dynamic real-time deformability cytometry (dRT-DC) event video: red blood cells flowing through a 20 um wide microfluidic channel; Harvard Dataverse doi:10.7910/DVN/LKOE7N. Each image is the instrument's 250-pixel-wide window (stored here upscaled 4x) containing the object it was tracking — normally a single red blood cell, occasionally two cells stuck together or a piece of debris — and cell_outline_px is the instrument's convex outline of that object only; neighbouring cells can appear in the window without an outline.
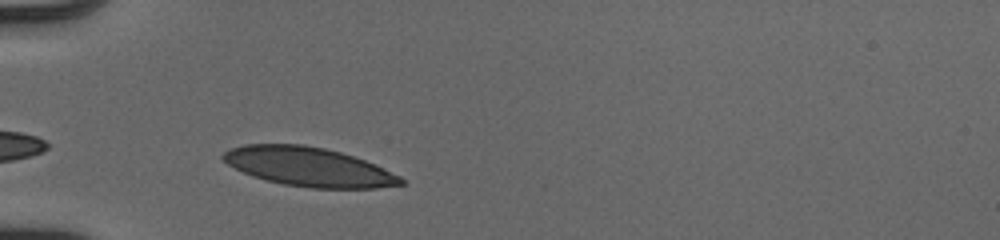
{"species": "human", "species_latin": "Homo sapiens", "temperature_condition": "cold", "stored_images_in_passage": 31, "camera_frame_rate_fps": 3000, "um_per_image_px": 0.085, "donor": {"sex": "male"}, "frame": {"image": 1, "passage_image": 2, "time_ms": 0.333, "image_size_px": [1000, 240], "cell_outline_px": [[404, 184], [376, 188], [312, 188], [284, 184], [252, 176], [228, 164], [220, 156], [228, 148], [244, 144], [304, 144], [324, 148], [340, 152], [364, 160], [400, 176], [404, 180]], "centroid_in_image_um": [26.2, 14.17], "position_along_channel_um": 58.8, "area_um2": 40.11}}
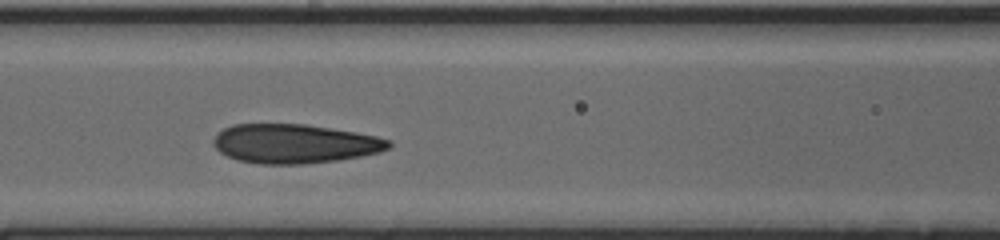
{"frame": {"image": 2, "passage_image": 9, "time_ms": 2.667, "image_size_px": [1000, 240], "cell_outline_px": [[392, 144], [388, 148], [380, 152], [360, 156], [336, 160], [304, 164], [260, 164], [236, 160], [220, 152], [212, 144], [212, 140], [224, 128], [232, 124], [304, 124], [356, 132], [376, 136], [392, 140]], "centroid_in_image_um": [25.03, 12.21], "position_along_channel_um": 141.6, "area_um2": 40.0}}
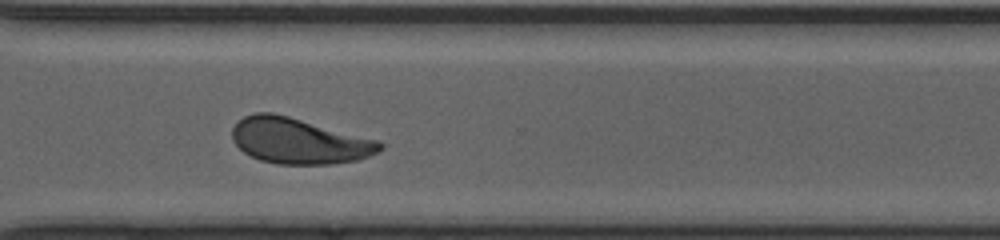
{"frame": {"image": 3, "passage_image": 24, "time_ms": 7.667, "image_size_px": [1000, 240], "cell_outline_px": [[384, 148], [368, 156], [356, 160], [332, 164], [276, 164], [260, 160], [244, 152], [232, 140], [232, 128], [244, 116], [256, 112], [272, 112], [288, 116], [380, 140], [384, 144]], "centroid_in_image_um": [25.42, 11.97], "position_along_channel_um": 345.2, "area_um2": 39.36}, "authors_computed_cell_mechanics": {"area_um2": 39.882, "velocity_mm_per_s": 4.0733, "shape_relaxation_time_tau1_ms": 4.9815, "shape_relaxation_time_tau2_ms": 0.8958, "deformation_change_tau1": 0.1386, "deformation_change_tau2": 0.0489}}